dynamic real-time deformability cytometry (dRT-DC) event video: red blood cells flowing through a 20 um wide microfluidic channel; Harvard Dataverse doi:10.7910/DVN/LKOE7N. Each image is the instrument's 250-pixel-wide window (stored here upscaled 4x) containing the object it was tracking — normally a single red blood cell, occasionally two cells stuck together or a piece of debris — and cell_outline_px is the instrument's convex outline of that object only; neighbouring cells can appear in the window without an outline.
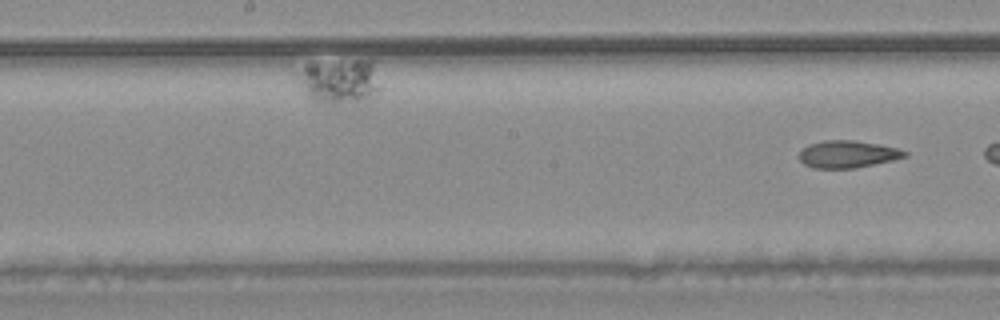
{"species": "common noctule bat (a hibernating species)", "species_latin": "Nyctalus noctula", "temperature_condition": "warm", "stored_images_in_passage": 23, "segment_of_instrument_passage": [2, 2], "camera_frame_rate_fps": 3000, "um_per_image_px": 0.085, "animal": {"sex": "male", "body_mass_g": 20.4}, "frame": {"image": 1, "passage_image": 23, "time_ms": 7.333, "image_size_px": [1000, 320], "cell_outline_px": [[908, 156], [892, 160], [852, 168], [812, 168], [804, 164], [800, 160], [800, 148], [808, 144], [824, 140], [852, 140], [880, 144], [896, 148], [908, 152]], "centroid_in_image_um": [72.01, 13.09], "position_along_channel_um": 176.2, "area_um2": 16.7}}